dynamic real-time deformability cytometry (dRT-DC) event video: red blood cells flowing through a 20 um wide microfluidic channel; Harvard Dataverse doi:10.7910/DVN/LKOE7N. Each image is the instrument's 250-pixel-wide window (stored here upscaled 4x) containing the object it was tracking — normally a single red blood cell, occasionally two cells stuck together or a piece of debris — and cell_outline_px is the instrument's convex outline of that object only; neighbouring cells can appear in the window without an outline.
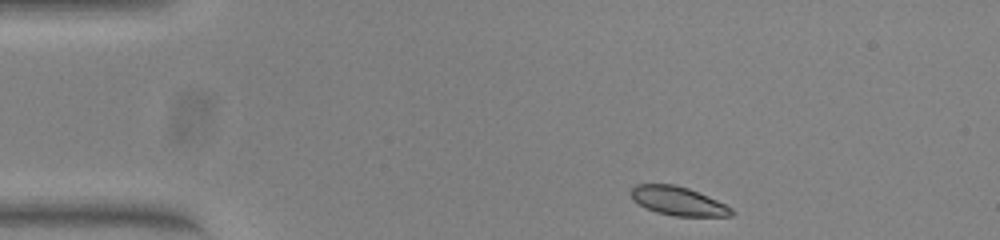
{"species": "common noctule bat (a hibernating species)", "species_latin": "Nyctalus noctula", "temperature_condition": "warm", "stored_images_in_passage": 46, "camera_frame_rate_fps": 3000, "um_per_image_px": 0.085, "animal": {"sex": "female", "body_mass_g": 23.0, "forearm_length_mm": 53.4}, "frame": {"image": 1, "passage_image": 1, "time_ms": 0.0, "image_size_px": [1000, 240], "cell_outline_px": [[736, 212], [732, 216], [676, 216], [656, 212], [644, 208], [632, 200], [632, 188], [636, 184], [672, 184], [688, 188], [708, 196], [732, 208]], "centroid_in_image_um": [57.64, 17.1], "position_along_channel_um": 27.4, "area_um2": 16.82}}
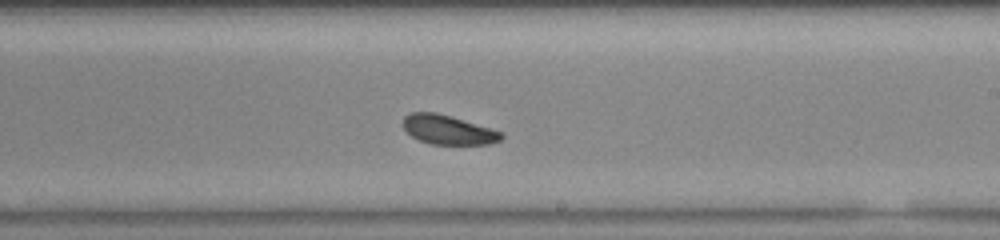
{"frame": {"image": 2, "passage_image": 24, "time_ms": 7.667, "image_size_px": [1000, 240], "cell_outline_px": [[504, 136], [500, 140], [488, 144], [428, 144], [412, 136], [404, 128], [404, 116], [412, 112], [436, 112], [504, 132]], "centroid_in_image_um": [38.1, 11.03], "position_along_channel_um": 250.9, "area_um2": 16.59}}
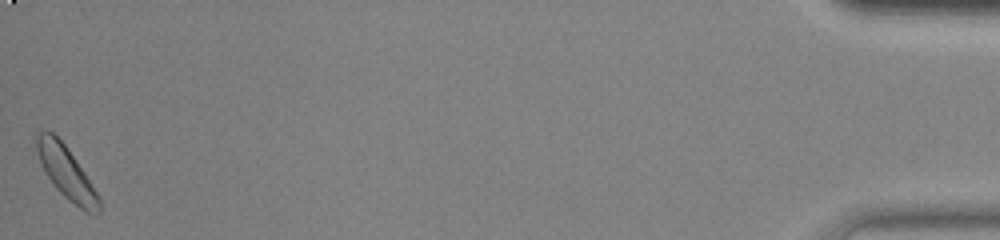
{"frame": {"image": 3, "passage_image": 46, "time_ms": 15.0, "image_size_px": [1000, 240], "cell_outline_px": [[100, 212], [96, 216], [84, 212], [68, 200], [56, 188], [44, 172], [40, 164], [32, 136], [44, 128], [52, 132], [64, 144], [100, 196]], "centroid_in_image_um": [5.59, 14.66], "position_along_channel_um": 429.6, "area_um2": 19.36}, "authors_computed_cell_mechanics": {"area_um2": 17.7735, "velocity_mm_per_s": 3.7739, "shape_relaxation_time_tau1_ms": 1.1553, "shape_relaxation_time_tau2_ms": 3.868, "deformation_change_tau1": 0.085, "deformation_change_tau2": 0.0882}}